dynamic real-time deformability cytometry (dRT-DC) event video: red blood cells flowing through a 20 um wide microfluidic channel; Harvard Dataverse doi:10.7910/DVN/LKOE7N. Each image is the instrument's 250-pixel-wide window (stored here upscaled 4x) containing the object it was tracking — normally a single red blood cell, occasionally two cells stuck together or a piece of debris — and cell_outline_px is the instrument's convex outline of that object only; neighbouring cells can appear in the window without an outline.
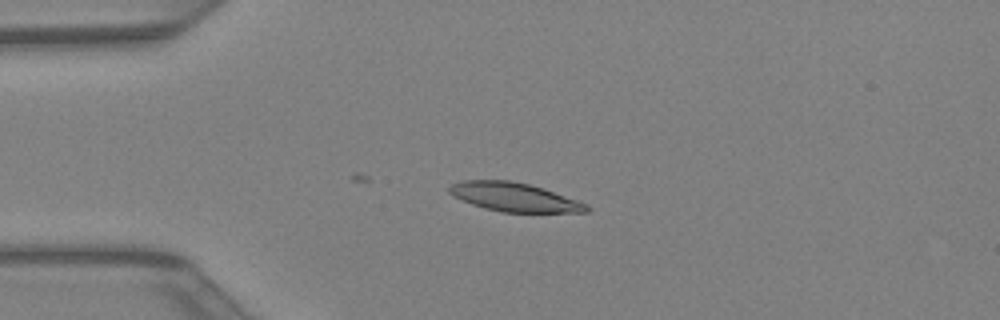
{"species": "Egyptian fruit bat (a non-hibernating species)", "species_latin": "Rousettus aegyptiacus", "temperature_condition": "warm", "stored_images_in_passage": 42, "camera_frame_rate_fps": 3000, "um_per_image_px": 0.085, "animal": {"sex": "female"}, "frame": {"image": 1, "passage_image": 11, "time_ms": 3.333, "image_size_px": [1000, 320], "cell_outline_px": [[592, 208], [588, 212], [500, 212], [484, 208], [472, 204], [452, 196], [448, 192], [448, 188], [452, 184], [460, 180], [508, 180], [528, 184], [544, 188], [588, 204]], "centroid_in_image_um": [43.71, 16.75], "position_along_channel_um": 41.3, "area_um2": 23.12}}
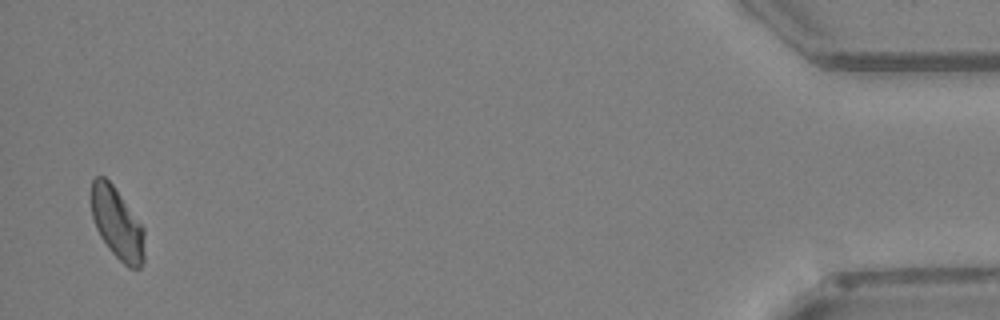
{"frame": {"image": 2, "passage_image": 42, "time_ms": 13.667, "image_size_px": [1000, 320], "cell_outline_px": [[144, 260], [140, 268], [128, 268], [108, 248], [100, 236], [96, 228], [92, 216], [92, 180], [96, 176], [104, 176], [112, 184], [144, 228]], "centroid_in_image_um": [9.97, 19.02], "position_along_channel_um": 425.2, "area_um2": 21.91}}